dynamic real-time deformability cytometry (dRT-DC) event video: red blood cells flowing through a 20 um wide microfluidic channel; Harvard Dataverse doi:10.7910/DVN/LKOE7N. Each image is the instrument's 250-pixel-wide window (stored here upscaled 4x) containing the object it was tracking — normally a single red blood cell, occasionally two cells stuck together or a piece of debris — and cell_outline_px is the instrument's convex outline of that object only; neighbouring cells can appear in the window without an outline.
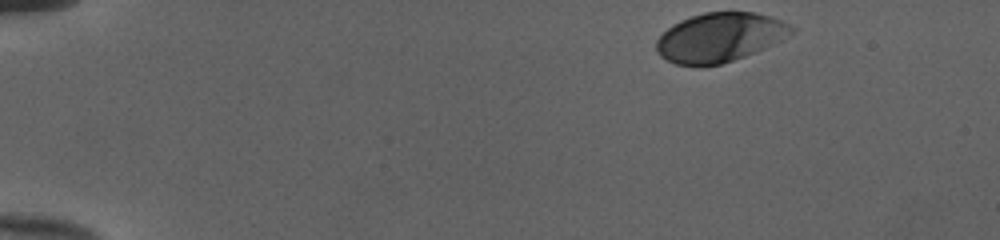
{"species": "human", "species_latin": "Homo sapiens", "temperature_condition": "cold", "stored_images_in_passage": 40, "camera_frame_rate_fps": 3000, "um_per_image_px": 0.085, "donor": {"sex": "female"}, "frame": {"image": 1, "passage_image": 1, "time_ms": 0.0, "image_size_px": [1000, 240], "cell_outline_px": [[796, 32], [756, 52], [720, 64], [676, 64], [660, 56], [656, 52], [656, 40], [672, 24], [680, 20], [704, 12], [756, 12], [780, 20], [796, 28]], "centroid_in_image_um": [61.19, 3.15], "position_along_channel_um": 23.8, "area_um2": 38.26}}
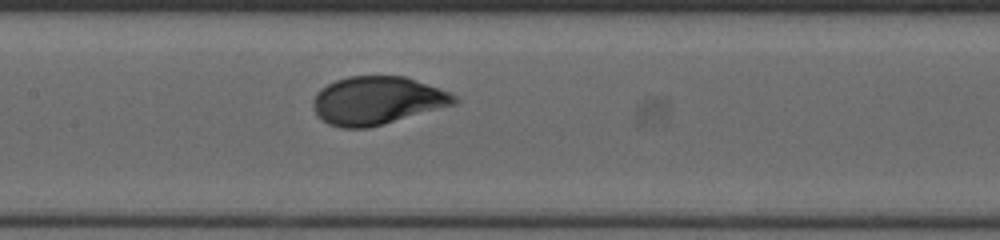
{"frame": {"image": 2, "passage_image": 21, "time_ms": 6.667, "image_size_px": [1000, 240], "cell_outline_px": [[460, 100], [456, 104], [384, 124], [368, 128], [340, 128], [328, 124], [316, 112], [312, 104], [312, 100], [316, 92], [320, 88], [336, 80], [348, 76], [404, 76], [448, 92], [456, 96]], "centroid_in_image_um": [32.04, 8.55], "position_along_channel_um": 175.4, "area_um2": 39.42}}
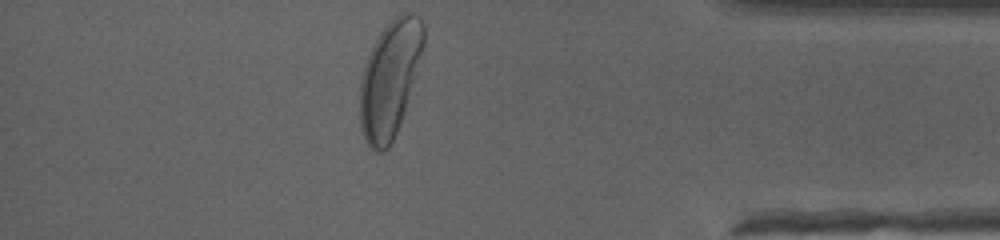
{"frame": {"image": 3, "passage_image": 40, "time_ms": 13.0, "image_size_px": [1000, 240], "cell_outline_px": [[424, 44], [404, 112], [400, 124], [388, 148], [384, 152], [376, 152], [364, 140], [360, 128], [360, 76], [368, 52], [372, 44], [380, 32], [400, 12], [412, 12], [424, 24]], "centroid_in_image_um": [33.1, 6.7], "position_along_channel_um": 402.1, "area_um2": 43.06}, "authors_computed_cell_mechanics": {"area_um2": 39.4485, "velocity_mm_per_s": 3.9738, "shape_relaxation_time_tau1_ms": 2.4649, "shape_relaxation_time_tau2_ms": null, "deformation_change_tau1": 0.1597, "deformation_change_tau2": null}}